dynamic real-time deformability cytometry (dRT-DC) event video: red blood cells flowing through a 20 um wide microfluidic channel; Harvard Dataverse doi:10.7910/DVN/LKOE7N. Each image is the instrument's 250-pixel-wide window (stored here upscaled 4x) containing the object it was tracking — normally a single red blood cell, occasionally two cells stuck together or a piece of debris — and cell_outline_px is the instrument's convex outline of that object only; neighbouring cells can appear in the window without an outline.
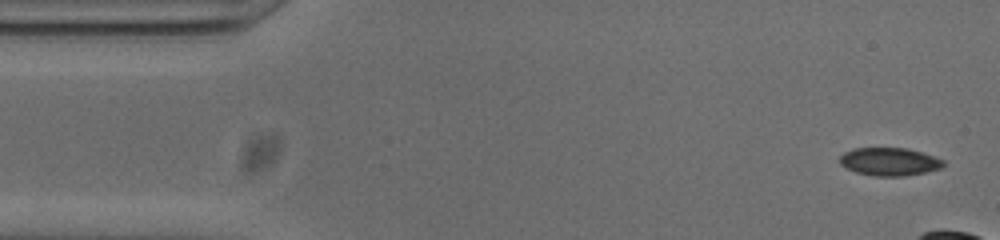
{"species": "common noctule bat (a hibernating species)", "species_latin": "Nyctalus noctula", "temperature_condition": "cold", "stored_images_in_passage": 11, "camera_frame_rate_fps": 3000, "um_per_image_px": 0.085, "animal": {"sex": "male", "body_mass_g": 20.0, "forearm_length_mm": 53.3}, "frame": {"image": 1, "passage_image": 2, "time_ms": 0.333, "image_size_px": [1000, 240], "cell_outline_px": [[944, 164], [940, 168], [924, 172], [904, 176], [872, 176], [856, 172], [840, 164], [840, 156], [844, 152], [852, 148], [908, 148], [944, 160]], "centroid_in_image_um": [75.57, 13.74], "position_along_channel_um": 9.4, "area_um2": 16.76}}